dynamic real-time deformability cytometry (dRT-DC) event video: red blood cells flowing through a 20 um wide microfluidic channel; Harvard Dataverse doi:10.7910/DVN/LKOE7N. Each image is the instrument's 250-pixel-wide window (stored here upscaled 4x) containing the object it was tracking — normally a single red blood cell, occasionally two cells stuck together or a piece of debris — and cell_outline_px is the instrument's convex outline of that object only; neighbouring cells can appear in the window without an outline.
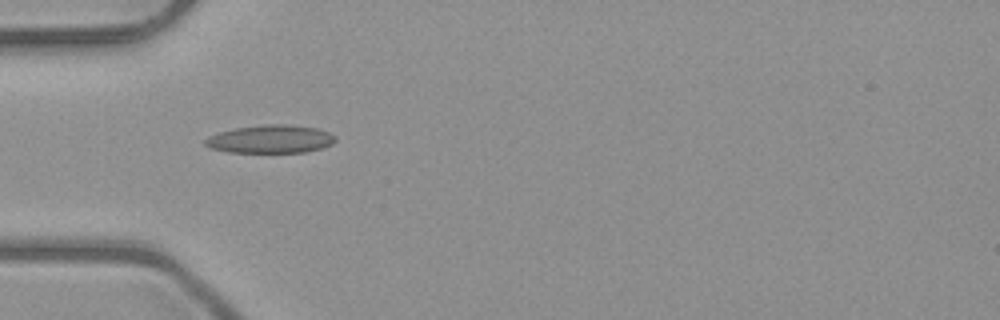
{"species": "common noctule bat (a hibernating species)", "species_latin": "Nyctalus noctula", "temperature_condition": "room temperature", "stored_images_in_passage": 36, "camera_frame_rate_fps": 3000, "um_per_image_px": 0.085, "animal": {"sex": "male", "body_mass_g": 23.1, "forearm_length_mm": 52.7}, "frame": {"image": 1, "passage_image": 1, "time_ms": 0.0, "image_size_px": [1000, 320], "cell_outline_px": [[336, 140], [332, 144], [320, 148], [304, 152], [228, 152], [212, 148], [204, 144], [204, 140], [208, 136], [220, 132], [236, 128], [264, 124], [288, 124], [316, 128], [328, 132], [336, 136]], "centroid_in_image_um": [23.0, 11.82], "position_along_channel_um": 62.0, "area_um2": 21.21}}
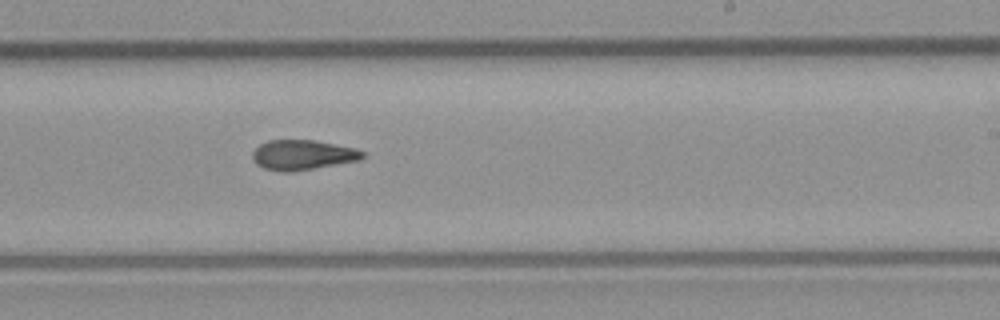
{"frame": {"image": 2, "passage_image": 16, "time_ms": 5.0, "image_size_px": [1000, 320], "cell_outline_px": [[364, 156], [356, 160], [292, 172], [284, 172], [264, 168], [256, 164], [252, 156], [252, 152], [260, 144], [268, 140], [316, 140], [356, 148], [364, 152]], "centroid_in_image_um": [25.69, 13.15], "position_along_channel_um": 263.3, "area_um2": 19.02}}
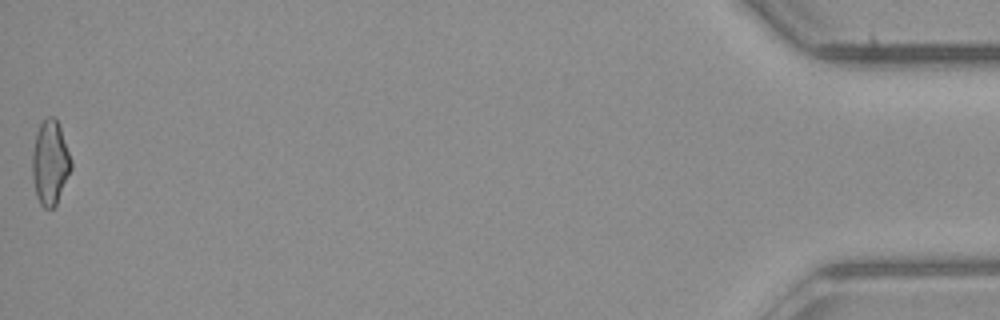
{"frame": {"image": 3, "passage_image": 36, "time_ms": 11.667, "image_size_px": [1000, 320], "cell_outline_px": [[72, 168], [56, 204], [52, 208], [44, 208], [40, 204], [36, 196], [32, 176], [32, 152], [36, 132], [40, 124], [48, 116], [56, 116], [72, 160]], "centroid_in_image_um": [4.26, 13.81], "position_along_channel_um": 430.9, "area_um2": 19.19}, "authors_computed_cell_mechanics": {"area_um2": 19.0451, "velocity_mm_per_s": 4.047, "shape_relaxation_time_tau1_ms": null, "shape_relaxation_time_tau2_ms": 3.7272, "deformation_change_tau1": null, "deformation_change_tau2": 0.1253}}